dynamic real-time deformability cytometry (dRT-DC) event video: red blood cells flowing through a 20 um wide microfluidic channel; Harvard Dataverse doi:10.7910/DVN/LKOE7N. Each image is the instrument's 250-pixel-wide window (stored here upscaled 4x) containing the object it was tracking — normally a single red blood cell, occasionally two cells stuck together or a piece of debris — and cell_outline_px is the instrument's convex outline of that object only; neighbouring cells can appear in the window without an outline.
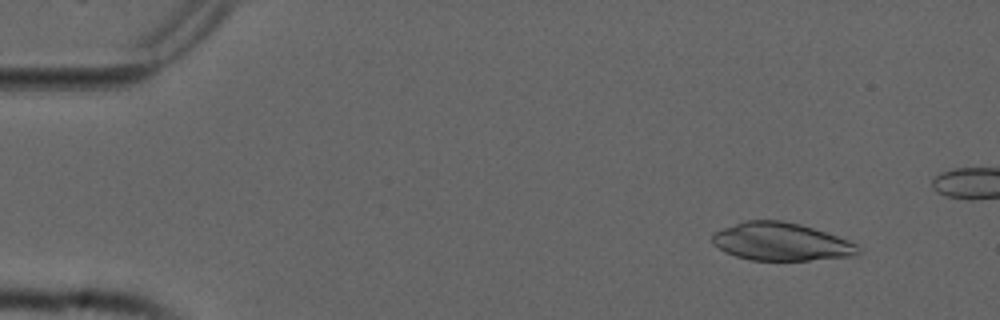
{"species": "common noctule bat (a hibernating species)", "species_latin": "Nyctalus noctula", "temperature_condition": "cold", "stored_images_in_passage": 48, "camera_frame_rate_fps": 3000, "um_per_image_px": 0.085, "animal": {"sex": "male", "forearm_length_mm": 52.5}, "frame": {"image": 1, "passage_image": 5, "time_ms": 1.333, "image_size_px": [1000, 320], "cell_outline_px": [[860, 252], [856, 256], [808, 260], [752, 260], [736, 256], [724, 252], [712, 244], [712, 232], [744, 220], [784, 220], [800, 224], [848, 240], [856, 244], [860, 248]], "centroid_in_image_um": [66.36, 20.54], "position_along_channel_um": 18.6, "area_um2": 32.31}}